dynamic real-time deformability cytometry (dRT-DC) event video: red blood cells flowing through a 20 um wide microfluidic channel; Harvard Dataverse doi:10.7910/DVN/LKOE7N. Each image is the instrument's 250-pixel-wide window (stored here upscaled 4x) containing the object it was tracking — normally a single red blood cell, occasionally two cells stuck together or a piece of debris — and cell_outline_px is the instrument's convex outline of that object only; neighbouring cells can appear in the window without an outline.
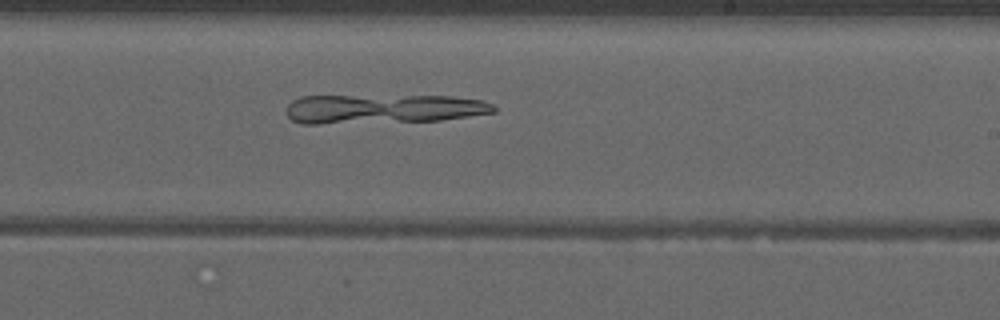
{"species": "common noctule bat (a hibernating species)", "species_latin": "Nyctalus noctula", "temperature_condition": "warm", "stored_images_in_passage": 37, "camera_frame_rate_fps": 3000, "um_per_image_px": 0.085, "animal": {"sex": "male", "forearm_length_mm": 52.5}, "frame": {"image": 1, "passage_image": 17, "time_ms": 5.333, "image_size_px": [1000, 320], "cell_outline_px": [[496, 112], [440, 120], [320, 124], [304, 124], [292, 120], [288, 116], [288, 104], [292, 100], [300, 96], [452, 96], [480, 100], [492, 104], [496, 108]], "centroid_in_image_um": [32.54, 9.25], "position_along_channel_um": 256.5, "area_um2": 35.26}}